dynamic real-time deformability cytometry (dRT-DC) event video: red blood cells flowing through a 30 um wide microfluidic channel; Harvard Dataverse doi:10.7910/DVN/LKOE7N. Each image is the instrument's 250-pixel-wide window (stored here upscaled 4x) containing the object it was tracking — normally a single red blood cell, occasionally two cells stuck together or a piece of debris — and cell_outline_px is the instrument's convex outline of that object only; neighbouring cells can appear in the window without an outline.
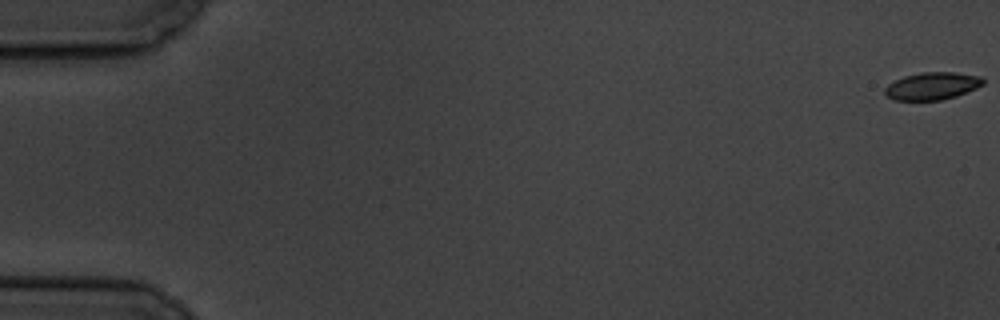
{"species": "common noctule bat (a hibernating species)", "species_latin": "Nyctalus noctula", "temperature_condition": "cold", "stored_images_in_passage": 10, "camera_frame_rate_fps": 3000, "um_per_image_px": 0.085, "animal": {"sex": "male", "body_mass_g": 19.5, "forearm_length_mm": 54.6}, "frame": {"image": 1, "passage_image": 1, "time_ms": 0.0, "image_size_px": [1000, 320], "cell_outline_px": [[984, 84], [976, 88], [956, 96], [940, 100], [892, 100], [884, 92], [884, 88], [888, 84], [904, 76], [920, 72], [956, 72], [984, 76]], "centroid_in_image_um": [79.26, 7.3], "position_along_channel_um": 5.7, "area_um2": 15.84}}
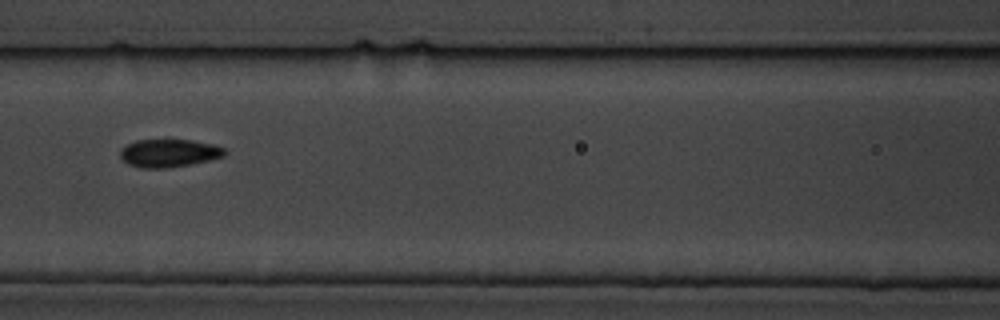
{"frame": {"image": 2, "passage_image": 8, "time_ms": 9.0, "image_size_px": [1000, 320], "cell_outline_px": [[228, 152], [224, 156], [208, 160], [188, 164], [164, 168], [140, 168], [128, 164], [120, 156], [120, 148], [136, 140], [192, 140], [216, 144], [224, 148]], "centroid_in_image_um": [14.37, 13.0], "position_along_channel_um": 152.2, "area_um2": 16.99}}
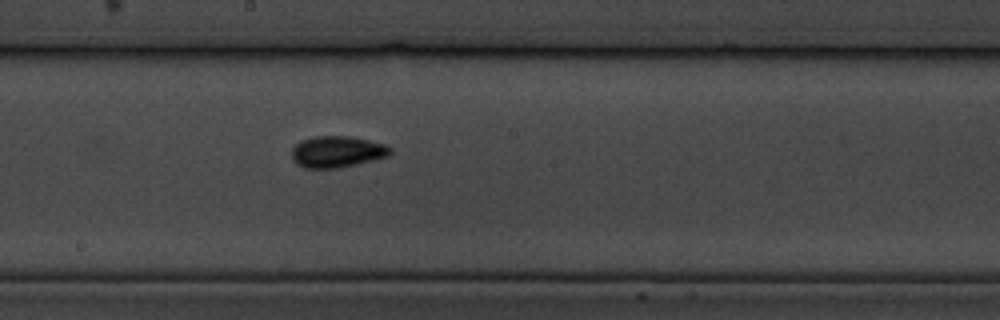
{"frame": {"image": 3, "passage_image": 10, "time_ms": 11.0, "image_size_px": [1000, 320], "cell_outline_px": [[392, 152], [388, 156], [356, 164], [336, 168], [304, 168], [296, 164], [292, 160], [292, 148], [300, 140], [316, 136], [352, 136], [384, 144], [392, 148]], "centroid_in_image_um": [28.63, 12.89], "position_along_channel_um": 219.6, "area_um2": 18.09}}